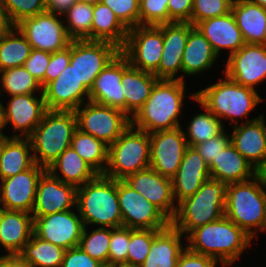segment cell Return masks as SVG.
Listing matches in <instances>:
<instances>
[{
	"label": "cell",
	"mask_w": 266,
	"mask_h": 267,
	"mask_svg": "<svg viewBox=\"0 0 266 267\" xmlns=\"http://www.w3.org/2000/svg\"><path fill=\"white\" fill-rule=\"evenodd\" d=\"M60 267H105L90 257L79 246L65 250Z\"/></svg>",
	"instance_id": "816d5d0a"
},
{
	"label": "cell",
	"mask_w": 266,
	"mask_h": 267,
	"mask_svg": "<svg viewBox=\"0 0 266 267\" xmlns=\"http://www.w3.org/2000/svg\"><path fill=\"white\" fill-rule=\"evenodd\" d=\"M214 258L190 251L186 246L180 253L175 267H216Z\"/></svg>",
	"instance_id": "db71d44e"
},
{
	"label": "cell",
	"mask_w": 266,
	"mask_h": 267,
	"mask_svg": "<svg viewBox=\"0 0 266 267\" xmlns=\"http://www.w3.org/2000/svg\"><path fill=\"white\" fill-rule=\"evenodd\" d=\"M230 143V136L223 130L219 135L193 147L205 162L210 165L220 152Z\"/></svg>",
	"instance_id": "f907efd6"
},
{
	"label": "cell",
	"mask_w": 266,
	"mask_h": 267,
	"mask_svg": "<svg viewBox=\"0 0 266 267\" xmlns=\"http://www.w3.org/2000/svg\"><path fill=\"white\" fill-rule=\"evenodd\" d=\"M4 127H6L5 116H4V106L0 102V137H9V136H5V134L2 133V129Z\"/></svg>",
	"instance_id": "91938a15"
},
{
	"label": "cell",
	"mask_w": 266,
	"mask_h": 267,
	"mask_svg": "<svg viewBox=\"0 0 266 267\" xmlns=\"http://www.w3.org/2000/svg\"><path fill=\"white\" fill-rule=\"evenodd\" d=\"M117 195L122 226L130 229L162 230L170 220L124 180H117Z\"/></svg>",
	"instance_id": "7c38bea8"
},
{
	"label": "cell",
	"mask_w": 266,
	"mask_h": 267,
	"mask_svg": "<svg viewBox=\"0 0 266 267\" xmlns=\"http://www.w3.org/2000/svg\"><path fill=\"white\" fill-rule=\"evenodd\" d=\"M2 145H3V137H0V152H1V149H2Z\"/></svg>",
	"instance_id": "e7e4bbea"
},
{
	"label": "cell",
	"mask_w": 266,
	"mask_h": 267,
	"mask_svg": "<svg viewBox=\"0 0 266 267\" xmlns=\"http://www.w3.org/2000/svg\"><path fill=\"white\" fill-rule=\"evenodd\" d=\"M190 97L197 101L205 110L204 113H198L191 119L187 128L189 135H186V132H184L188 146L193 147L219 135L224 130V127L222 121L195 98V93L191 94Z\"/></svg>",
	"instance_id": "f35d334b"
},
{
	"label": "cell",
	"mask_w": 266,
	"mask_h": 267,
	"mask_svg": "<svg viewBox=\"0 0 266 267\" xmlns=\"http://www.w3.org/2000/svg\"><path fill=\"white\" fill-rule=\"evenodd\" d=\"M70 63V44L65 49L51 53L45 72V86L55 80Z\"/></svg>",
	"instance_id": "f5cc1de1"
},
{
	"label": "cell",
	"mask_w": 266,
	"mask_h": 267,
	"mask_svg": "<svg viewBox=\"0 0 266 267\" xmlns=\"http://www.w3.org/2000/svg\"><path fill=\"white\" fill-rule=\"evenodd\" d=\"M126 57L120 52L99 73L89 91V101L118 108L126 113V99L122 89V73L129 67Z\"/></svg>",
	"instance_id": "44dd1931"
},
{
	"label": "cell",
	"mask_w": 266,
	"mask_h": 267,
	"mask_svg": "<svg viewBox=\"0 0 266 267\" xmlns=\"http://www.w3.org/2000/svg\"><path fill=\"white\" fill-rule=\"evenodd\" d=\"M195 92V98L219 120H231V124L238 123L236 117L249 115L263 99L255 89L244 87L225 75V80Z\"/></svg>",
	"instance_id": "52a82bcc"
},
{
	"label": "cell",
	"mask_w": 266,
	"mask_h": 267,
	"mask_svg": "<svg viewBox=\"0 0 266 267\" xmlns=\"http://www.w3.org/2000/svg\"><path fill=\"white\" fill-rule=\"evenodd\" d=\"M33 219V233L37 237L49 241L64 250L79 245L84 224L81 217L72 210L42 217H33Z\"/></svg>",
	"instance_id": "9a60e30c"
},
{
	"label": "cell",
	"mask_w": 266,
	"mask_h": 267,
	"mask_svg": "<svg viewBox=\"0 0 266 267\" xmlns=\"http://www.w3.org/2000/svg\"><path fill=\"white\" fill-rule=\"evenodd\" d=\"M76 129L77 120L73 110H47L29 136L35 163L47 169L71 146Z\"/></svg>",
	"instance_id": "8992f818"
},
{
	"label": "cell",
	"mask_w": 266,
	"mask_h": 267,
	"mask_svg": "<svg viewBox=\"0 0 266 267\" xmlns=\"http://www.w3.org/2000/svg\"><path fill=\"white\" fill-rule=\"evenodd\" d=\"M225 216L252 238L266 230V173L227 185Z\"/></svg>",
	"instance_id": "3957f363"
},
{
	"label": "cell",
	"mask_w": 266,
	"mask_h": 267,
	"mask_svg": "<svg viewBox=\"0 0 266 267\" xmlns=\"http://www.w3.org/2000/svg\"><path fill=\"white\" fill-rule=\"evenodd\" d=\"M228 1H230L233 4V3H237V2H239L241 0H228Z\"/></svg>",
	"instance_id": "03108f58"
},
{
	"label": "cell",
	"mask_w": 266,
	"mask_h": 267,
	"mask_svg": "<svg viewBox=\"0 0 266 267\" xmlns=\"http://www.w3.org/2000/svg\"><path fill=\"white\" fill-rule=\"evenodd\" d=\"M169 0H140L139 25H159L169 23Z\"/></svg>",
	"instance_id": "bcb514c9"
},
{
	"label": "cell",
	"mask_w": 266,
	"mask_h": 267,
	"mask_svg": "<svg viewBox=\"0 0 266 267\" xmlns=\"http://www.w3.org/2000/svg\"><path fill=\"white\" fill-rule=\"evenodd\" d=\"M233 128L230 143L259 173H266V125L263 115Z\"/></svg>",
	"instance_id": "d6986e66"
},
{
	"label": "cell",
	"mask_w": 266,
	"mask_h": 267,
	"mask_svg": "<svg viewBox=\"0 0 266 267\" xmlns=\"http://www.w3.org/2000/svg\"><path fill=\"white\" fill-rule=\"evenodd\" d=\"M51 53L43 50L32 49L30 56L24 63L25 69L45 87V72L49 64Z\"/></svg>",
	"instance_id": "681fc988"
},
{
	"label": "cell",
	"mask_w": 266,
	"mask_h": 267,
	"mask_svg": "<svg viewBox=\"0 0 266 267\" xmlns=\"http://www.w3.org/2000/svg\"><path fill=\"white\" fill-rule=\"evenodd\" d=\"M159 79L131 65L122 73V89L126 99V114L132 117L149 98L151 90Z\"/></svg>",
	"instance_id": "d6a6232c"
},
{
	"label": "cell",
	"mask_w": 266,
	"mask_h": 267,
	"mask_svg": "<svg viewBox=\"0 0 266 267\" xmlns=\"http://www.w3.org/2000/svg\"><path fill=\"white\" fill-rule=\"evenodd\" d=\"M250 1L266 8V0H250Z\"/></svg>",
	"instance_id": "6125c7cd"
},
{
	"label": "cell",
	"mask_w": 266,
	"mask_h": 267,
	"mask_svg": "<svg viewBox=\"0 0 266 267\" xmlns=\"http://www.w3.org/2000/svg\"><path fill=\"white\" fill-rule=\"evenodd\" d=\"M128 28L139 25V2L140 0H101Z\"/></svg>",
	"instance_id": "c3c4849f"
},
{
	"label": "cell",
	"mask_w": 266,
	"mask_h": 267,
	"mask_svg": "<svg viewBox=\"0 0 266 267\" xmlns=\"http://www.w3.org/2000/svg\"><path fill=\"white\" fill-rule=\"evenodd\" d=\"M186 238L190 251L221 261L222 267L233 264L252 241L251 236L225 215L197 227Z\"/></svg>",
	"instance_id": "6da1fadb"
},
{
	"label": "cell",
	"mask_w": 266,
	"mask_h": 267,
	"mask_svg": "<svg viewBox=\"0 0 266 267\" xmlns=\"http://www.w3.org/2000/svg\"><path fill=\"white\" fill-rule=\"evenodd\" d=\"M120 53V48L106 41L71 40L70 64L78 80L90 91L99 73Z\"/></svg>",
	"instance_id": "8fae6325"
},
{
	"label": "cell",
	"mask_w": 266,
	"mask_h": 267,
	"mask_svg": "<svg viewBox=\"0 0 266 267\" xmlns=\"http://www.w3.org/2000/svg\"><path fill=\"white\" fill-rule=\"evenodd\" d=\"M160 230L153 229H130V240L128 244L127 263L141 266L154 240V236Z\"/></svg>",
	"instance_id": "7bdbcfd3"
},
{
	"label": "cell",
	"mask_w": 266,
	"mask_h": 267,
	"mask_svg": "<svg viewBox=\"0 0 266 267\" xmlns=\"http://www.w3.org/2000/svg\"><path fill=\"white\" fill-rule=\"evenodd\" d=\"M210 178L227 185L251 180L259 172L229 143L209 165Z\"/></svg>",
	"instance_id": "83f0119b"
},
{
	"label": "cell",
	"mask_w": 266,
	"mask_h": 267,
	"mask_svg": "<svg viewBox=\"0 0 266 267\" xmlns=\"http://www.w3.org/2000/svg\"><path fill=\"white\" fill-rule=\"evenodd\" d=\"M30 152L33 151L29 137H20L18 134L3 137L0 152V180L10 178L31 168L35 161Z\"/></svg>",
	"instance_id": "f546056e"
},
{
	"label": "cell",
	"mask_w": 266,
	"mask_h": 267,
	"mask_svg": "<svg viewBox=\"0 0 266 267\" xmlns=\"http://www.w3.org/2000/svg\"><path fill=\"white\" fill-rule=\"evenodd\" d=\"M79 1L90 3V4H96L97 2H101V0H79Z\"/></svg>",
	"instance_id": "be15d7a7"
},
{
	"label": "cell",
	"mask_w": 266,
	"mask_h": 267,
	"mask_svg": "<svg viewBox=\"0 0 266 267\" xmlns=\"http://www.w3.org/2000/svg\"><path fill=\"white\" fill-rule=\"evenodd\" d=\"M47 110H75L88 98L89 90L78 80L74 66L70 63L53 81L43 88Z\"/></svg>",
	"instance_id": "7402d4cb"
},
{
	"label": "cell",
	"mask_w": 266,
	"mask_h": 267,
	"mask_svg": "<svg viewBox=\"0 0 266 267\" xmlns=\"http://www.w3.org/2000/svg\"><path fill=\"white\" fill-rule=\"evenodd\" d=\"M231 6L228 0H193L191 24L196 26L203 20L224 16L231 12Z\"/></svg>",
	"instance_id": "f6af8a7d"
},
{
	"label": "cell",
	"mask_w": 266,
	"mask_h": 267,
	"mask_svg": "<svg viewBox=\"0 0 266 267\" xmlns=\"http://www.w3.org/2000/svg\"><path fill=\"white\" fill-rule=\"evenodd\" d=\"M231 13L243 40L249 44H266V8L250 0L233 3Z\"/></svg>",
	"instance_id": "f1b7e54d"
},
{
	"label": "cell",
	"mask_w": 266,
	"mask_h": 267,
	"mask_svg": "<svg viewBox=\"0 0 266 267\" xmlns=\"http://www.w3.org/2000/svg\"><path fill=\"white\" fill-rule=\"evenodd\" d=\"M76 209L87 224L117 228L122 226L117 180L98 174L93 180L77 187Z\"/></svg>",
	"instance_id": "277c9868"
},
{
	"label": "cell",
	"mask_w": 266,
	"mask_h": 267,
	"mask_svg": "<svg viewBox=\"0 0 266 267\" xmlns=\"http://www.w3.org/2000/svg\"><path fill=\"white\" fill-rule=\"evenodd\" d=\"M183 234L171 223L155 236L146 260L140 267H175L180 253Z\"/></svg>",
	"instance_id": "4dcf8cb0"
},
{
	"label": "cell",
	"mask_w": 266,
	"mask_h": 267,
	"mask_svg": "<svg viewBox=\"0 0 266 267\" xmlns=\"http://www.w3.org/2000/svg\"><path fill=\"white\" fill-rule=\"evenodd\" d=\"M57 16L46 11L23 19L15 27L26 37L33 49L54 53L65 49L71 42L65 22Z\"/></svg>",
	"instance_id": "4fadbf2b"
},
{
	"label": "cell",
	"mask_w": 266,
	"mask_h": 267,
	"mask_svg": "<svg viewBox=\"0 0 266 267\" xmlns=\"http://www.w3.org/2000/svg\"><path fill=\"white\" fill-rule=\"evenodd\" d=\"M218 55L201 31L189 23V35L182 56V72L186 75L200 74L209 70Z\"/></svg>",
	"instance_id": "1f68e13d"
},
{
	"label": "cell",
	"mask_w": 266,
	"mask_h": 267,
	"mask_svg": "<svg viewBox=\"0 0 266 267\" xmlns=\"http://www.w3.org/2000/svg\"><path fill=\"white\" fill-rule=\"evenodd\" d=\"M0 267H33L20 254L0 256Z\"/></svg>",
	"instance_id": "6f0895ef"
},
{
	"label": "cell",
	"mask_w": 266,
	"mask_h": 267,
	"mask_svg": "<svg viewBox=\"0 0 266 267\" xmlns=\"http://www.w3.org/2000/svg\"><path fill=\"white\" fill-rule=\"evenodd\" d=\"M0 75V86L4 88L3 92L6 91L10 96L35 93L39 90L43 93L41 84L24 66L0 71Z\"/></svg>",
	"instance_id": "60d3db41"
},
{
	"label": "cell",
	"mask_w": 266,
	"mask_h": 267,
	"mask_svg": "<svg viewBox=\"0 0 266 267\" xmlns=\"http://www.w3.org/2000/svg\"><path fill=\"white\" fill-rule=\"evenodd\" d=\"M210 178L209 165L194 147L188 146L176 175L172 178L174 200L192 196Z\"/></svg>",
	"instance_id": "d4e9b609"
},
{
	"label": "cell",
	"mask_w": 266,
	"mask_h": 267,
	"mask_svg": "<svg viewBox=\"0 0 266 267\" xmlns=\"http://www.w3.org/2000/svg\"><path fill=\"white\" fill-rule=\"evenodd\" d=\"M64 183L80 187L93 180L98 173L70 146L46 169ZM61 172V176L57 174Z\"/></svg>",
	"instance_id": "e575fe53"
},
{
	"label": "cell",
	"mask_w": 266,
	"mask_h": 267,
	"mask_svg": "<svg viewBox=\"0 0 266 267\" xmlns=\"http://www.w3.org/2000/svg\"><path fill=\"white\" fill-rule=\"evenodd\" d=\"M163 32L156 25H138L129 29L120 52L129 65L158 78V66L163 52Z\"/></svg>",
	"instance_id": "30bf717a"
},
{
	"label": "cell",
	"mask_w": 266,
	"mask_h": 267,
	"mask_svg": "<svg viewBox=\"0 0 266 267\" xmlns=\"http://www.w3.org/2000/svg\"><path fill=\"white\" fill-rule=\"evenodd\" d=\"M124 181L155 205L170 221L174 218L177 206L173 196L172 179L149 167L129 175Z\"/></svg>",
	"instance_id": "ffe728a7"
},
{
	"label": "cell",
	"mask_w": 266,
	"mask_h": 267,
	"mask_svg": "<svg viewBox=\"0 0 266 267\" xmlns=\"http://www.w3.org/2000/svg\"><path fill=\"white\" fill-rule=\"evenodd\" d=\"M196 27L210 42L217 55H219L221 49H228L230 51L229 55H231L245 44L231 12L224 16L203 20Z\"/></svg>",
	"instance_id": "4316f807"
},
{
	"label": "cell",
	"mask_w": 266,
	"mask_h": 267,
	"mask_svg": "<svg viewBox=\"0 0 266 267\" xmlns=\"http://www.w3.org/2000/svg\"><path fill=\"white\" fill-rule=\"evenodd\" d=\"M188 147L181 126L150 133V168L172 179Z\"/></svg>",
	"instance_id": "5bb4252c"
},
{
	"label": "cell",
	"mask_w": 266,
	"mask_h": 267,
	"mask_svg": "<svg viewBox=\"0 0 266 267\" xmlns=\"http://www.w3.org/2000/svg\"><path fill=\"white\" fill-rule=\"evenodd\" d=\"M2 2L13 26L23 19L46 12L45 0H2Z\"/></svg>",
	"instance_id": "ee69618b"
},
{
	"label": "cell",
	"mask_w": 266,
	"mask_h": 267,
	"mask_svg": "<svg viewBox=\"0 0 266 267\" xmlns=\"http://www.w3.org/2000/svg\"><path fill=\"white\" fill-rule=\"evenodd\" d=\"M77 187L64 183L47 170L41 175L36 190L33 217L71 210L76 207Z\"/></svg>",
	"instance_id": "ac0fdd59"
},
{
	"label": "cell",
	"mask_w": 266,
	"mask_h": 267,
	"mask_svg": "<svg viewBox=\"0 0 266 267\" xmlns=\"http://www.w3.org/2000/svg\"><path fill=\"white\" fill-rule=\"evenodd\" d=\"M129 29L119 20L115 13L102 2L93 4L91 40L106 41L122 48Z\"/></svg>",
	"instance_id": "836d02e7"
},
{
	"label": "cell",
	"mask_w": 266,
	"mask_h": 267,
	"mask_svg": "<svg viewBox=\"0 0 266 267\" xmlns=\"http://www.w3.org/2000/svg\"><path fill=\"white\" fill-rule=\"evenodd\" d=\"M108 267H140V266H136V265H132L128 263H118V264H114Z\"/></svg>",
	"instance_id": "94428289"
},
{
	"label": "cell",
	"mask_w": 266,
	"mask_h": 267,
	"mask_svg": "<svg viewBox=\"0 0 266 267\" xmlns=\"http://www.w3.org/2000/svg\"><path fill=\"white\" fill-rule=\"evenodd\" d=\"M224 72L234 82L254 89L266 79V44L245 43L229 55Z\"/></svg>",
	"instance_id": "2e32d148"
},
{
	"label": "cell",
	"mask_w": 266,
	"mask_h": 267,
	"mask_svg": "<svg viewBox=\"0 0 266 267\" xmlns=\"http://www.w3.org/2000/svg\"><path fill=\"white\" fill-rule=\"evenodd\" d=\"M86 228L87 226H84L78 246L90 257L108 267L110 227H100L90 233Z\"/></svg>",
	"instance_id": "b9f144b4"
},
{
	"label": "cell",
	"mask_w": 266,
	"mask_h": 267,
	"mask_svg": "<svg viewBox=\"0 0 266 267\" xmlns=\"http://www.w3.org/2000/svg\"><path fill=\"white\" fill-rule=\"evenodd\" d=\"M129 240L130 228L125 226L110 228L108 266L127 263Z\"/></svg>",
	"instance_id": "7dc6e473"
},
{
	"label": "cell",
	"mask_w": 266,
	"mask_h": 267,
	"mask_svg": "<svg viewBox=\"0 0 266 267\" xmlns=\"http://www.w3.org/2000/svg\"><path fill=\"white\" fill-rule=\"evenodd\" d=\"M192 8L193 0H169V23L189 22L191 24Z\"/></svg>",
	"instance_id": "11a10c76"
},
{
	"label": "cell",
	"mask_w": 266,
	"mask_h": 267,
	"mask_svg": "<svg viewBox=\"0 0 266 267\" xmlns=\"http://www.w3.org/2000/svg\"><path fill=\"white\" fill-rule=\"evenodd\" d=\"M184 92V80H158L149 98L131 117V125L149 134L180 127L178 117L183 107Z\"/></svg>",
	"instance_id": "7a4b0ae2"
},
{
	"label": "cell",
	"mask_w": 266,
	"mask_h": 267,
	"mask_svg": "<svg viewBox=\"0 0 266 267\" xmlns=\"http://www.w3.org/2000/svg\"><path fill=\"white\" fill-rule=\"evenodd\" d=\"M84 108L74 110L77 129L103 141L113 144L130 126L131 117L123 110L100 105L91 101L85 102Z\"/></svg>",
	"instance_id": "9c48e42d"
},
{
	"label": "cell",
	"mask_w": 266,
	"mask_h": 267,
	"mask_svg": "<svg viewBox=\"0 0 266 267\" xmlns=\"http://www.w3.org/2000/svg\"><path fill=\"white\" fill-rule=\"evenodd\" d=\"M71 147L98 174H104L108 163V145L94 136L76 129L72 137Z\"/></svg>",
	"instance_id": "8d00e7d4"
},
{
	"label": "cell",
	"mask_w": 266,
	"mask_h": 267,
	"mask_svg": "<svg viewBox=\"0 0 266 267\" xmlns=\"http://www.w3.org/2000/svg\"><path fill=\"white\" fill-rule=\"evenodd\" d=\"M12 27H13V25L11 24V22H10V20L6 14L4 4H3L2 0H0V34L7 32Z\"/></svg>",
	"instance_id": "680465c9"
},
{
	"label": "cell",
	"mask_w": 266,
	"mask_h": 267,
	"mask_svg": "<svg viewBox=\"0 0 266 267\" xmlns=\"http://www.w3.org/2000/svg\"><path fill=\"white\" fill-rule=\"evenodd\" d=\"M40 98L34 93L10 96L8 107H4L5 124L12 123L14 131H20V137H29L42 121L47 107L43 93Z\"/></svg>",
	"instance_id": "cb8c5ba5"
},
{
	"label": "cell",
	"mask_w": 266,
	"mask_h": 267,
	"mask_svg": "<svg viewBox=\"0 0 266 267\" xmlns=\"http://www.w3.org/2000/svg\"><path fill=\"white\" fill-rule=\"evenodd\" d=\"M32 49L26 37L15 26L0 34V71L23 66Z\"/></svg>",
	"instance_id": "d590c367"
},
{
	"label": "cell",
	"mask_w": 266,
	"mask_h": 267,
	"mask_svg": "<svg viewBox=\"0 0 266 267\" xmlns=\"http://www.w3.org/2000/svg\"><path fill=\"white\" fill-rule=\"evenodd\" d=\"M227 184L209 178L192 195L178 203L170 223L182 234L216 221L225 215Z\"/></svg>",
	"instance_id": "5b68a950"
},
{
	"label": "cell",
	"mask_w": 266,
	"mask_h": 267,
	"mask_svg": "<svg viewBox=\"0 0 266 267\" xmlns=\"http://www.w3.org/2000/svg\"><path fill=\"white\" fill-rule=\"evenodd\" d=\"M136 129V130H134ZM150 167V134L130 126L110 146H108V163L104 175L125 180Z\"/></svg>",
	"instance_id": "ba28073f"
},
{
	"label": "cell",
	"mask_w": 266,
	"mask_h": 267,
	"mask_svg": "<svg viewBox=\"0 0 266 267\" xmlns=\"http://www.w3.org/2000/svg\"><path fill=\"white\" fill-rule=\"evenodd\" d=\"M25 211L0 207V244L10 254H20L33 235V216Z\"/></svg>",
	"instance_id": "484cf974"
},
{
	"label": "cell",
	"mask_w": 266,
	"mask_h": 267,
	"mask_svg": "<svg viewBox=\"0 0 266 267\" xmlns=\"http://www.w3.org/2000/svg\"><path fill=\"white\" fill-rule=\"evenodd\" d=\"M64 15L68 22L65 29L71 40H91L93 4L78 0Z\"/></svg>",
	"instance_id": "ab89813d"
},
{
	"label": "cell",
	"mask_w": 266,
	"mask_h": 267,
	"mask_svg": "<svg viewBox=\"0 0 266 267\" xmlns=\"http://www.w3.org/2000/svg\"><path fill=\"white\" fill-rule=\"evenodd\" d=\"M65 250L34 233L20 255L33 267H60Z\"/></svg>",
	"instance_id": "74e56055"
},
{
	"label": "cell",
	"mask_w": 266,
	"mask_h": 267,
	"mask_svg": "<svg viewBox=\"0 0 266 267\" xmlns=\"http://www.w3.org/2000/svg\"><path fill=\"white\" fill-rule=\"evenodd\" d=\"M46 168L36 163L29 169L10 178L2 179L0 184V205L5 210L32 213L37 184Z\"/></svg>",
	"instance_id": "e0dca14e"
},
{
	"label": "cell",
	"mask_w": 266,
	"mask_h": 267,
	"mask_svg": "<svg viewBox=\"0 0 266 267\" xmlns=\"http://www.w3.org/2000/svg\"><path fill=\"white\" fill-rule=\"evenodd\" d=\"M163 32V52L158 66L159 80H183L182 56L189 35V22H171L157 25Z\"/></svg>",
	"instance_id": "603a6c76"
},
{
	"label": "cell",
	"mask_w": 266,
	"mask_h": 267,
	"mask_svg": "<svg viewBox=\"0 0 266 267\" xmlns=\"http://www.w3.org/2000/svg\"><path fill=\"white\" fill-rule=\"evenodd\" d=\"M78 0H45L46 11L59 16L68 11Z\"/></svg>",
	"instance_id": "9f6ffc18"
}]
</instances>
